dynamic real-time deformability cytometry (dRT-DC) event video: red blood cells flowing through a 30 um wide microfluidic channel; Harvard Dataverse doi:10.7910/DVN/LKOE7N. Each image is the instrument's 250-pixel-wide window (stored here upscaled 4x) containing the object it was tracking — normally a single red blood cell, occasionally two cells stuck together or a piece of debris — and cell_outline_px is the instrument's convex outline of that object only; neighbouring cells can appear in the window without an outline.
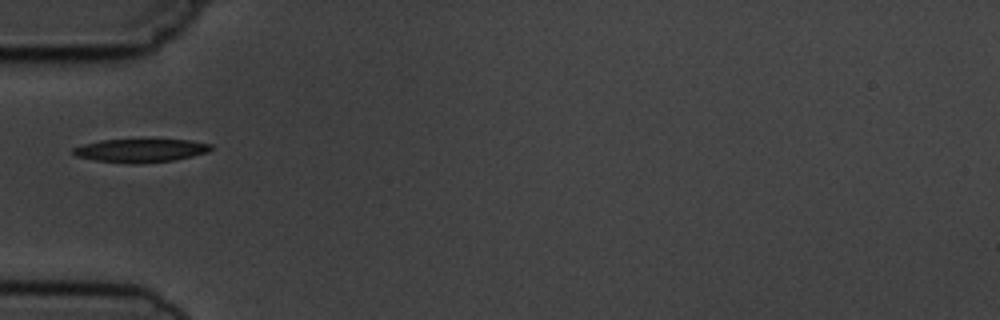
{"species": "common noctule bat (a hibernating species)", "species_latin": "Nyctalus noctula", "temperature_condition": "cold", "stored_images_in_passage": 3, "camera_frame_rate_fps": 3000, "um_per_image_px": 0.085, "animal": {"sex": "male", "body_mass_g": 19.5, "forearm_length_mm": 54.6}, "frame": {"image": 1, "passage_image": 1, "time_ms": 0.0, "image_size_px": [1000, 320], "cell_outline_px": [[212, 148], [208, 152], [192, 156], [172, 160], [136, 164], [132, 164], [96, 160], [76, 156], [72, 152], [72, 148], [84, 144], [100, 140], [192, 140], [212, 144]], "centroid_in_image_um": [11.95, 12.79], "position_along_channel_um": 73.0, "area_um2": 18.61}}
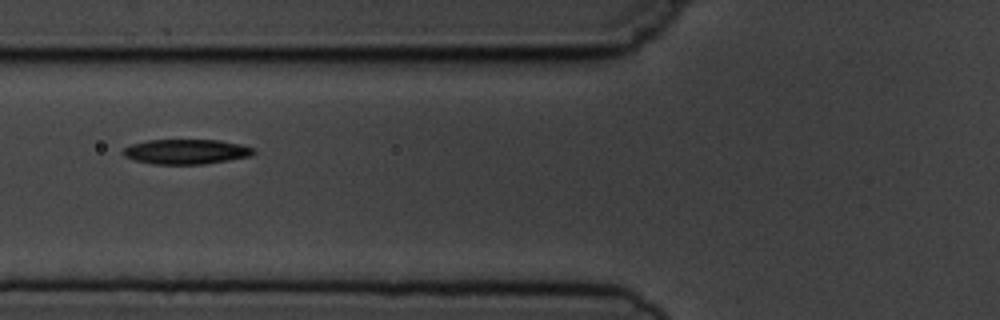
{"frame": {"image": 2, "passage_image": 2, "time_ms": 1.0, "image_size_px": [1000, 320], "cell_outline_px": [[256, 152], [248, 156], [228, 160], [204, 164], [152, 164], [136, 160], [124, 156], [120, 152], [124, 148], [132, 144], [148, 140], [220, 140], [240, 144], [252, 148]], "centroid_in_image_um": [15.79, 12.89], "position_along_channel_um": 110.0, "area_um2": 18.79}}
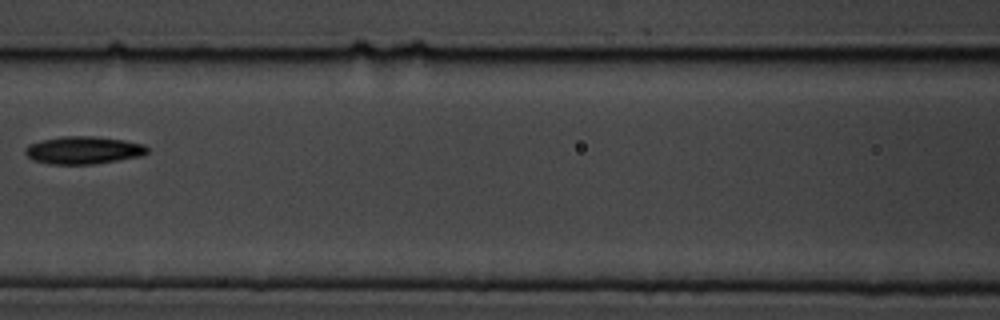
{"frame": {"image": 3, "passage_image": 3, "time_ms": 2.333, "image_size_px": [1000, 320], "cell_outline_px": [[148, 152], [140, 156], [92, 164], [52, 164], [32, 160], [24, 152], [24, 148], [28, 144], [40, 140], [60, 136], [96, 136], [124, 140], [144, 144], [148, 148]], "centroid_in_image_um": [7.05, 12.75], "position_along_channel_um": 159.6, "area_um2": 19.71}}